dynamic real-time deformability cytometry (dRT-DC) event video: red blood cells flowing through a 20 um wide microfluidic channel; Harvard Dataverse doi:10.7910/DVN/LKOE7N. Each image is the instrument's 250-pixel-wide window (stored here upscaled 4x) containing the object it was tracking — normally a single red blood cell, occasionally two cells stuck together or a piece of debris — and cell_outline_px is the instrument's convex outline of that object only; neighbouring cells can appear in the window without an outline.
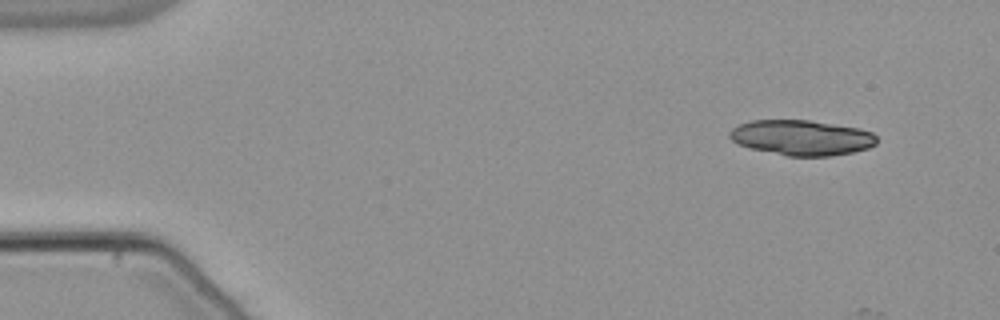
{"species": "common noctule bat (a hibernating species)", "species_latin": "Nyctalus noctula", "temperature_condition": "warm", "stored_images_in_passage": 8, "segment_of_instrument_passage": [1, 2], "camera_frame_rate_fps": 3000, "um_per_image_px": 0.085, "animal": {"sex": "male", "body_mass_g": 21.5, "forearm_length_mm": 52.0}, "frame": {"image": 1, "passage_image": 1, "time_ms": 0.0, "image_size_px": [1000, 320], "cell_outline_px": [[876, 144], [868, 148], [852, 152], [832, 156], [788, 156], [748, 148], [736, 144], [728, 136], [728, 132], [732, 128], [740, 124], [752, 120], [812, 120], [860, 128], [872, 132], [876, 136]], "centroid_in_image_um": [68.12, 11.7], "position_along_channel_um": 16.9, "area_um2": 30.52}}